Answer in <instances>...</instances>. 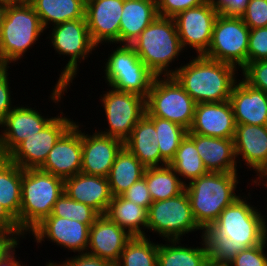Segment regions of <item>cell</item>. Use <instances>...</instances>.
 <instances>
[{
	"mask_svg": "<svg viewBox=\"0 0 267 266\" xmlns=\"http://www.w3.org/2000/svg\"><path fill=\"white\" fill-rule=\"evenodd\" d=\"M233 140L236 158L256 171L252 184L257 183L267 173V125H236Z\"/></svg>",
	"mask_w": 267,
	"mask_h": 266,
	"instance_id": "obj_22",
	"label": "cell"
},
{
	"mask_svg": "<svg viewBox=\"0 0 267 266\" xmlns=\"http://www.w3.org/2000/svg\"><path fill=\"white\" fill-rule=\"evenodd\" d=\"M101 96L108 127L101 134L123 142L130 136L138 121L146 114V99L138 94L111 88Z\"/></svg>",
	"mask_w": 267,
	"mask_h": 266,
	"instance_id": "obj_12",
	"label": "cell"
},
{
	"mask_svg": "<svg viewBox=\"0 0 267 266\" xmlns=\"http://www.w3.org/2000/svg\"><path fill=\"white\" fill-rule=\"evenodd\" d=\"M242 74L249 85L267 94V60L249 62L242 69Z\"/></svg>",
	"mask_w": 267,
	"mask_h": 266,
	"instance_id": "obj_40",
	"label": "cell"
},
{
	"mask_svg": "<svg viewBox=\"0 0 267 266\" xmlns=\"http://www.w3.org/2000/svg\"><path fill=\"white\" fill-rule=\"evenodd\" d=\"M196 145L197 151L208 172H237L233 138H215L187 133Z\"/></svg>",
	"mask_w": 267,
	"mask_h": 266,
	"instance_id": "obj_25",
	"label": "cell"
},
{
	"mask_svg": "<svg viewBox=\"0 0 267 266\" xmlns=\"http://www.w3.org/2000/svg\"><path fill=\"white\" fill-rule=\"evenodd\" d=\"M50 215L76 220L89 228L100 216L90 206L71 199L65 193L57 199Z\"/></svg>",
	"mask_w": 267,
	"mask_h": 266,
	"instance_id": "obj_37",
	"label": "cell"
},
{
	"mask_svg": "<svg viewBox=\"0 0 267 266\" xmlns=\"http://www.w3.org/2000/svg\"><path fill=\"white\" fill-rule=\"evenodd\" d=\"M155 126L161 158L169 164L188 130L181 125L156 116H147Z\"/></svg>",
	"mask_w": 267,
	"mask_h": 266,
	"instance_id": "obj_36",
	"label": "cell"
},
{
	"mask_svg": "<svg viewBox=\"0 0 267 266\" xmlns=\"http://www.w3.org/2000/svg\"><path fill=\"white\" fill-rule=\"evenodd\" d=\"M31 233L39 244L48 239L64 249L84 254L88 247L89 227L76 220L49 215Z\"/></svg>",
	"mask_w": 267,
	"mask_h": 266,
	"instance_id": "obj_15",
	"label": "cell"
},
{
	"mask_svg": "<svg viewBox=\"0 0 267 266\" xmlns=\"http://www.w3.org/2000/svg\"><path fill=\"white\" fill-rule=\"evenodd\" d=\"M236 123L229 100L197 103L193 123L187 133L215 138H234Z\"/></svg>",
	"mask_w": 267,
	"mask_h": 266,
	"instance_id": "obj_20",
	"label": "cell"
},
{
	"mask_svg": "<svg viewBox=\"0 0 267 266\" xmlns=\"http://www.w3.org/2000/svg\"><path fill=\"white\" fill-rule=\"evenodd\" d=\"M143 178L146 180L153 202L181 194L187 184L169 165L148 167L144 171Z\"/></svg>",
	"mask_w": 267,
	"mask_h": 266,
	"instance_id": "obj_32",
	"label": "cell"
},
{
	"mask_svg": "<svg viewBox=\"0 0 267 266\" xmlns=\"http://www.w3.org/2000/svg\"><path fill=\"white\" fill-rule=\"evenodd\" d=\"M86 0H32L30 4L38 14L44 29L66 21L85 18ZM54 23V24H53Z\"/></svg>",
	"mask_w": 267,
	"mask_h": 266,
	"instance_id": "obj_30",
	"label": "cell"
},
{
	"mask_svg": "<svg viewBox=\"0 0 267 266\" xmlns=\"http://www.w3.org/2000/svg\"><path fill=\"white\" fill-rule=\"evenodd\" d=\"M18 239L13 233L0 231V259L19 242Z\"/></svg>",
	"mask_w": 267,
	"mask_h": 266,
	"instance_id": "obj_48",
	"label": "cell"
},
{
	"mask_svg": "<svg viewBox=\"0 0 267 266\" xmlns=\"http://www.w3.org/2000/svg\"><path fill=\"white\" fill-rule=\"evenodd\" d=\"M64 193L105 215L113 196L107 177L78 173L64 180Z\"/></svg>",
	"mask_w": 267,
	"mask_h": 266,
	"instance_id": "obj_24",
	"label": "cell"
},
{
	"mask_svg": "<svg viewBox=\"0 0 267 266\" xmlns=\"http://www.w3.org/2000/svg\"><path fill=\"white\" fill-rule=\"evenodd\" d=\"M241 18L250 29L267 27V0H250Z\"/></svg>",
	"mask_w": 267,
	"mask_h": 266,
	"instance_id": "obj_41",
	"label": "cell"
},
{
	"mask_svg": "<svg viewBox=\"0 0 267 266\" xmlns=\"http://www.w3.org/2000/svg\"><path fill=\"white\" fill-rule=\"evenodd\" d=\"M122 196L128 201L134 202L148 210L150 205L153 203L149 189L144 178L131 185Z\"/></svg>",
	"mask_w": 267,
	"mask_h": 266,
	"instance_id": "obj_43",
	"label": "cell"
},
{
	"mask_svg": "<svg viewBox=\"0 0 267 266\" xmlns=\"http://www.w3.org/2000/svg\"><path fill=\"white\" fill-rule=\"evenodd\" d=\"M158 16L156 0H124L119 43L131 45Z\"/></svg>",
	"mask_w": 267,
	"mask_h": 266,
	"instance_id": "obj_26",
	"label": "cell"
},
{
	"mask_svg": "<svg viewBox=\"0 0 267 266\" xmlns=\"http://www.w3.org/2000/svg\"><path fill=\"white\" fill-rule=\"evenodd\" d=\"M146 229L158 233L165 241L182 240L181 236L202 230L193 217L185 190L177 196L153 202L147 210Z\"/></svg>",
	"mask_w": 267,
	"mask_h": 266,
	"instance_id": "obj_10",
	"label": "cell"
},
{
	"mask_svg": "<svg viewBox=\"0 0 267 266\" xmlns=\"http://www.w3.org/2000/svg\"><path fill=\"white\" fill-rule=\"evenodd\" d=\"M123 146L122 140L101 134L97 130L92 135L82 132L81 173L108 177L115 158Z\"/></svg>",
	"mask_w": 267,
	"mask_h": 266,
	"instance_id": "obj_19",
	"label": "cell"
},
{
	"mask_svg": "<svg viewBox=\"0 0 267 266\" xmlns=\"http://www.w3.org/2000/svg\"><path fill=\"white\" fill-rule=\"evenodd\" d=\"M139 58L155 76H172L169 64L180 55L183 47L174 18L158 16L131 44Z\"/></svg>",
	"mask_w": 267,
	"mask_h": 266,
	"instance_id": "obj_4",
	"label": "cell"
},
{
	"mask_svg": "<svg viewBox=\"0 0 267 266\" xmlns=\"http://www.w3.org/2000/svg\"><path fill=\"white\" fill-rule=\"evenodd\" d=\"M53 26L49 37L54 50L60 55L70 56L50 95L51 100L58 104L76 77L78 63L85 60L90 53L92 54L97 46L90 37L86 18L66 21Z\"/></svg>",
	"mask_w": 267,
	"mask_h": 266,
	"instance_id": "obj_6",
	"label": "cell"
},
{
	"mask_svg": "<svg viewBox=\"0 0 267 266\" xmlns=\"http://www.w3.org/2000/svg\"><path fill=\"white\" fill-rule=\"evenodd\" d=\"M233 65L197 55L172 75L196 103L224 102L237 83Z\"/></svg>",
	"mask_w": 267,
	"mask_h": 266,
	"instance_id": "obj_2",
	"label": "cell"
},
{
	"mask_svg": "<svg viewBox=\"0 0 267 266\" xmlns=\"http://www.w3.org/2000/svg\"><path fill=\"white\" fill-rule=\"evenodd\" d=\"M105 63V82L115 90L138 94L146 99L155 75L139 58L131 45L112 51Z\"/></svg>",
	"mask_w": 267,
	"mask_h": 266,
	"instance_id": "obj_9",
	"label": "cell"
},
{
	"mask_svg": "<svg viewBox=\"0 0 267 266\" xmlns=\"http://www.w3.org/2000/svg\"><path fill=\"white\" fill-rule=\"evenodd\" d=\"M159 244L147 236H134L123 249L116 266H157Z\"/></svg>",
	"mask_w": 267,
	"mask_h": 266,
	"instance_id": "obj_35",
	"label": "cell"
},
{
	"mask_svg": "<svg viewBox=\"0 0 267 266\" xmlns=\"http://www.w3.org/2000/svg\"><path fill=\"white\" fill-rule=\"evenodd\" d=\"M258 60H267V27L250 29L247 64Z\"/></svg>",
	"mask_w": 267,
	"mask_h": 266,
	"instance_id": "obj_38",
	"label": "cell"
},
{
	"mask_svg": "<svg viewBox=\"0 0 267 266\" xmlns=\"http://www.w3.org/2000/svg\"><path fill=\"white\" fill-rule=\"evenodd\" d=\"M196 102L173 76H155L146 97V116H156L189 130Z\"/></svg>",
	"mask_w": 267,
	"mask_h": 266,
	"instance_id": "obj_8",
	"label": "cell"
},
{
	"mask_svg": "<svg viewBox=\"0 0 267 266\" xmlns=\"http://www.w3.org/2000/svg\"><path fill=\"white\" fill-rule=\"evenodd\" d=\"M8 71L0 78V125L6 115L14 108L12 105Z\"/></svg>",
	"mask_w": 267,
	"mask_h": 266,
	"instance_id": "obj_45",
	"label": "cell"
},
{
	"mask_svg": "<svg viewBox=\"0 0 267 266\" xmlns=\"http://www.w3.org/2000/svg\"><path fill=\"white\" fill-rule=\"evenodd\" d=\"M8 68L9 66L0 60V78L9 70Z\"/></svg>",
	"mask_w": 267,
	"mask_h": 266,
	"instance_id": "obj_53",
	"label": "cell"
},
{
	"mask_svg": "<svg viewBox=\"0 0 267 266\" xmlns=\"http://www.w3.org/2000/svg\"><path fill=\"white\" fill-rule=\"evenodd\" d=\"M255 208L244 195L240 196L211 226L201 231L209 258L229 263L240 251L257 246L267 238V218Z\"/></svg>",
	"mask_w": 267,
	"mask_h": 266,
	"instance_id": "obj_1",
	"label": "cell"
},
{
	"mask_svg": "<svg viewBox=\"0 0 267 266\" xmlns=\"http://www.w3.org/2000/svg\"><path fill=\"white\" fill-rule=\"evenodd\" d=\"M74 123L55 143L39 168L63 180L81 173L82 131Z\"/></svg>",
	"mask_w": 267,
	"mask_h": 266,
	"instance_id": "obj_16",
	"label": "cell"
},
{
	"mask_svg": "<svg viewBox=\"0 0 267 266\" xmlns=\"http://www.w3.org/2000/svg\"><path fill=\"white\" fill-rule=\"evenodd\" d=\"M63 193L62 178L41 169H23L19 227L26 235L51 214Z\"/></svg>",
	"mask_w": 267,
	"mask_h": 266,
	"instance_id": "obj_5",
	"label": "cell"
},
{
	"mask_svg": "<svg viewBox=\"0 0 267 266\" xmlns=\"http://www.w3.org/2000/svg\"><path fill=\"white\" fill-rule=\"evenodd\" d=\"M6 9L7 7L5 5L0 4V30L2 27L3 20L5 18Z\"/></svg>",
	"mask_w": 267,
	"mask_h": 266,
	"instance_id": "obj_52",
	"label": "cell"
},
{
	"mask_svg": "<svg viewBox=\"0 0 267 266\" xmlns=\"http://www.w3.org/2000/svg\"><path fill=\"white\" fill-rule=\"evenodd\" d=\"M167 242L169 244H159L157 266H203L208 258L203 239L202 246L194 248L180 246V240Z\"/></svg>",
	"mask_w": 267,
	"mask_h": 266,
	"instance_id": "obj_33",
	"label": "cell"
},
{
	"mask_svg": "<svg viewBox=\"0 0 267 266\" xmlns=\"http://www.w3.org/2000/svg\"><path fill=\"white\" fill-rule=\"evenodd\" d=\"M105 215L131 236H146L147 209L128 201L122 195L114 196Z\"/></svg>",
	"mask_w": 267,
	"mask_h": 266,
	"instance_id": "obj_28",
	"label": "cell"
},
{
	"mask_svg": "<svg viewBox=\"0 0 267 266\" xmlns=\"http://www.w3.org/2000/svg\"><path fill=\"white\" fill-rule=\"evenodd\" d=\"M0 231L6 233H13L19 238V240L21 237L24 238L25 234V232L19 227L17 220L1 204H0Z\"/></svg>",
	"mask_w": 267,
	"mask_h": 266,
	"instance_id": "obj_47",
	"label": "cell"
},
{
	"mask_svg": "<svg viewBox=\"0 0 267 266\" xmlns=\"http://www.w3.org/2000/svg\"><path fill=\"white\" fill-rule=\"evenodd\" d=\"M250 28L241 17L218 15L208 50L203 56L241 68L247 65Z\"/></svg>",
	"mask_w": 267,
	"mask_h": 266,
	"instance_id": "obj_11",
	"label": "cell"
},
{
	"mask_svg": "<svg viewBox=\"0 0 267 266\" xmlns=\"http://www.w3.org/2000/svg\"><path fill=\"white\" fill-rule=\"evenodd\" d=\"M160 17H175L179 12L196 7L206 0H156Z\"/></svg>",
	"mask_w": 267,
	"mask_h": 266,
	"instance_id": "obj_42",
	"label": "cell"
},
{
	"mask_svg": "<svg viewBox=\"0 0 267 266\" xmlns=\"http://www.w3.org/2000/svg\"><path fill=\"white\" fill-rule=\"evenodd\" d=\"M219 14L209 0L179 12L174 18L183 49L192 47L203 55L209 48L215 20Z\"/></svg>",
	"mask_w": 267,
	"mask_h": 266,
	"instance_id": "obj_14",
	"label": "cell"
},
{
	"mask_svg": "<svg viewBox=\"0 0 267 266\" xmlns=\"http://www.w3.org/2000/svg\"><path fill=\"white\" fill-rule=\"evenodd\" d=\"M203 266H230V264L226 262L214 261L213 259L208 257L204 262Z\"/></svg>",
	"mask_w": 267,
	"mask_h": 266,
	"instance_id": "obj_50",
	"label": "cell"
},
{
	"mask_svg": "<svg viewBox=\"0 0 267 266\" xmlns=\"http://www.w3.org/2000/svg\"><path fill=\"white\" fill-rule=\"evenodd\" d=\"M124 0H86L85 18L93 43L119 44Z\"/></svg>",
	"mask_w": 267,
	"mask_h": 266,
	"instance_id": "obj_17",
	"label": "cell"
},
{
	"mask_svg": "<svg viewBox=\"0 0 267 266\" xmlns=\"http://www.w3.org/2000/svg\"><path fill=\"white\" fill-rule=\"evenodd\" d=\"M44 27L30 3L8 6L0 30V53L8 66L15 63L36 44Z\"/></svg>",
	"mask_w": 267,
	"mask_h": 266,
	"instance_id": "obj_7",
	"label": "cell"
},
{
	"mask_svg": "<svg viewBox=\"0 0 267 266\" xmlns=\"http://www.w3.org/2000/svg\"><path fill=\"white\" fill-rule=\"evenodd\" d=\"M181 177L190 183L208 173L198 154L194 140L187 134L181 141L173 159L168 164Z\"/></svg>",
	"mask_w": 267,
	"mask_h": 266,
	"instance_id": "obj_34",
	"label": "cell"
},
{
	"mask_svg": "<svg viewBox=\"0 0 267 266\" xmlns=\"http://www.w3.org/2000/svg\"><path fill=\"white\" fill-rule=\"evenodd\" d=\"M21 3H30L32 0H19Z\"/></svg>",
	"mask_w": 267,
	"mask_h": 266,
	"instance_id": "obj_56",
	"label": "cell"
},
{
	"mask_svg": "<svg viewBox=\"0 0 267 266\" xmlns=\"http://www.w3.org/2000/svg\"><path fill=\"white\" fill-rule=\"evenodd\" d=\"M264 179H266V180H267V173H266V174H265V175H264V176H263V177H262V178L259 180V182L255 183V184H256V186H257V185H258V186H259V185H261V184H260V183H261V180H262V182H263V180H264ZM266 180H264V182H265V183H267V181H266Z\"/></svg>",
	"mask_w": 267,
	"mask_h": 266,
	"instance_id": "obj_54",
	"label": "cell"
},
{
	"mask_svg": "<svg viewBox=\"0 0 267 266\" xmlns=\"http://www.w3.org/2000/svg\"><path fill=\"white\" fill-rule=\"evenodd\" d=\"M267 238L259 245L240 251L230 262V266H267L264 249Z\"/></svg>",
	"mask_w": 267,
	"mask_h": 266,
	"instance_id": "obj_39",
	"label": "cell"
},
{
	"mask_svg": "<svg viewBox=\"0 0 267 266\" xmlns=\"http://www.w3.org/2000/svg\"><path fill=\"white\" fill-rule=\"evenodd\" d=\"M40 132L22 141L7 158L22 169H39L58 139L75 123L60 112Z\"/></svg>",
	"mask_w": 267,
	"mask_h": 266,
	"instance_id": "obj_13",
	"label": "cell"
},
{
	"mask_svg": "<svg viewBox=\"0 0 267 266\" xmlns=\"http://www.w3.org/2000/svg\"><path fill=\"white\" fill-rule=\"evenodd\" d=\"M46 266H59L57 263H54V261L53 262H48V264H46Z\"/></svg>",
	"mask_w": 267,
	"mask_h": 266,
	"instance_id": "obj_55",
	"label": "cell"
},
{
	"mask_svg": "<svg viewBox=\"0 0 267 266\" xmlns=\"http://www.w3.org/2000/svg\"><path fill=\"white\" fill-rule=\"evenodd\" d=\"M154 123L144 115L124 141L126 147L146 168L168 165L160 155ZM161 164V165H160Z\"/></svg>",
	"mask_w": 267,
	"mask_h": 266,
	"instance_id": "obj_27",
	"label": "cell"
},
{
	"mask_svg": "<svg viewBox=\"0 0 267 266\" xmlns=\"http://www.w3.org/2000/svg\"><path fill=\"white\" fill-rule=\"evenodd\" d=\"M59 266H116L115 263L86 253L64 260Z\"/></svg>",
	"mask_w": 267,
	"mask_h": 266,
	"instance_id": "obj_46",
	"label": "cell"
},
{
	"mask_svg": "<svg viewBox=\"0 0 267 266\" xmlns=\"http://www.w3.org/2000/svg\"><path fill=\"white\" fill-rule=\"evenodd\" d=\"M132 237L106 215H100L89 228L86 254L116 264L127 242Z\"/></svg>",
	"mask_w": 267,
	"mask_h": 266,
	"instance_id": "obj_21",
	"label": "cell"
},
{
	"mask_svg": "<svg viewBox=\"0 0 267 266\" xmlns=\"http://www.w3.org/2000/svg\"><path fill=\"white\" fill-rule=\"evenodd\" d=\"M238 83V84H237ZM232 89L230 103L236 125H267V94L238 79Z\"/></svg>",
	"mask_w": 267,
	"mask_h": 266,
	"instance_id": "obj_23",
	"label": "cell"
},
{
	"mask_svg": "<svg viewBox=\"0 0 267 266\" xmlns=\"http://www.w3.org/2000/svg\"><path fill=\"white\" fill-rule=\"evenodd\" d=\"M23 169L7 157H0V204L17 220L21 207Z\"/></svg>",
	"mask_w": 267,
	"mask_h": 266,
	"instance_id": "obj_31",
	"label": "cell"
},
{
	"mask_svg": "<svg viewBox=\"0 0 267 266\" xmlns=\"http://www.w3.org/2000/svg\"><path fill=\"white\" fill-rule=\"evenodd\" d=\"M145 169L146 167L123 146L107 177L112 196L122 195L131 185L143 178Z\"/></svg>",
	"mask_w": 267,
	"mask_h": 266,
	"instance_id": "obj_29",
	"label": "cell"
},
{
	"mask_svg": "<svg viewBox=\"0 0 267 266\" xmlns=\"http://www.w3.org/2000/svg\"><path fill=\"white\" fill-rule=\"evenodd\" d=\"M34 109L14 106L6 115L0 125L4 127L0 132V157H7L22 141L40 132L54 118L44 117Z\"/></svg>",
	"mask_w": 267,
	"mask_h": 266,
	"instance_id": "obj_18",
	"label": "cell"
},
{
	"mask_svg": "<svg viewBox=\"0 0 267 266\" xmlns=\"http://www.w3.org/2000/svg\"><path fill=\"white\" fill-rule=\"evenodd\" d=\"M0 4L8 7V6H15V5L21 4V2L19 0H0Z\"/></svg>",
	"mask_w": 267,
	"mask_h": 266,
	"instance_id": "obj_51",
	"label": "cell"
},
{
	"mask_svg": "<svg viewBox=\"0 0 267 266\" xmlns=\"http://www.w3.org/2000/svg\"><path fill=\"white\" fill-rule=\"evenodd\" d=\"M17 245H19V242L0 259V266H23V264L21 265L20 261L16 260V255H14Z\"/></svg>",
	"mask_w": 267,
	"mask_h": 266,
	"instance_id": "obj_49",
	"label": "cell"
},
{
	"mask_svg": "<svg viewBox=\"0 0 267 266\" xmlns=\"http://www.w3.org/2000/svg\"><path fill=\"white\" fill-rule=\"evenodd\" d=\"M216 12L228 17H241L250 0H209Z\"/></svg>",
	"mask_w": 267,
	"mask_h": 266,
	"instance_id": "obj_44",
	"label": "cell"
},
{
	"mask_svg": "<svg viewBox=\"0 0 267 266\" xmlns=\"http://www.w3.org/2000/svg\"><path fill=\"white\" fill-rule=\"evenodd\" d=\"M237 176V172H208L185 185L193 217L202 230L211 226L240 197L235 193Z\"/></svg>",
	"mask_w": 267,
	"mask_h": 266,
	"instance_id": "obj_3",
	"label": "cell"
}]
</instances>
